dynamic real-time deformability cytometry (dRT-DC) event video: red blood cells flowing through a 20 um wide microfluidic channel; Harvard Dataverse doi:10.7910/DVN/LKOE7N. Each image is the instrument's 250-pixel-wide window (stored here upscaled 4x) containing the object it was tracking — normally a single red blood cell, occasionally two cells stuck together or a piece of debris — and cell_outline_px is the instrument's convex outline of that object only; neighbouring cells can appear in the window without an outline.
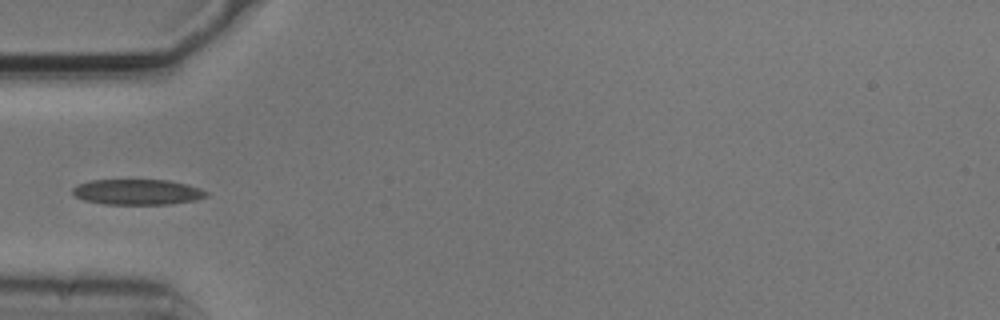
{"species": "common noctule bat (a hibernating species)", "species_latin": "Nyctalus noctula", "temperature_condition": "cold", "stored_images_in_passage": 5, "camera_frame_rate_fps": 3000, "um_per_image_px": 0.085, "animal": {"sex": "male", "body_mass_g": 20.5, "forearm_length_mm": 52.5}, "frame": {"image": 1, "passage_image": 5, "time_ms": 1.333, "image_size_px": [1000, 320], "cell_outline_px": [[208, 196], [196, 200], [168, 204], [104, 204], [84, 200], [76, 196], [72, 192], [72, 188], [76, 184], [92, 180], [168, 180], [188, 184], [200, 188], [208, 192]], "centroid_in_image_um": [11.69, 16.31], "position_along_channel_um": 73.3, "area_um2": 19.94}}